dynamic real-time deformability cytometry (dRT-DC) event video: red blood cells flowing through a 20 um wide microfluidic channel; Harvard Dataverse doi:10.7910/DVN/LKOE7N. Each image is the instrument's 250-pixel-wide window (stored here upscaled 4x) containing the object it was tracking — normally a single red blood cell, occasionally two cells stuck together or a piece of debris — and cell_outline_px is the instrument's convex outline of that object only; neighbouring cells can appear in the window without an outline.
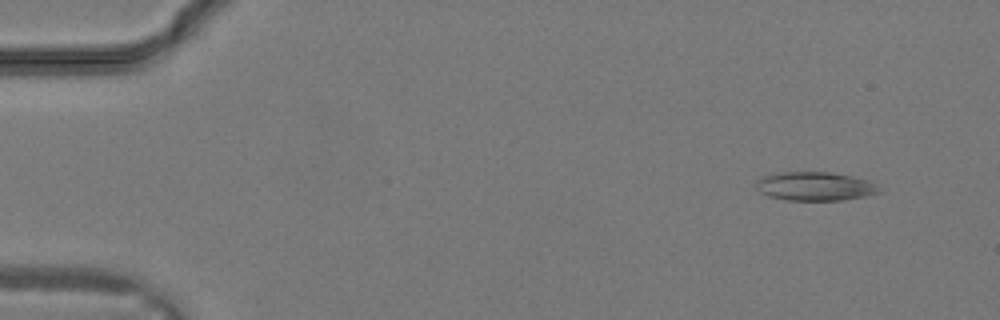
{"species": "common noctule bat (a hibernating species)", "species_latin": "Nyctalus noctula", "temperature_condition": "warm", "stored_images_in_passage": 12, "camera_frame_rate_fps": 3000, "um_per_image_px": 0.085, "animal": {"sex": "male", "body_mass_g": 19.2, "forearm_length_mm": 51.8}, "frame": {"image": 1, "passage_image": 3, "time_ms": 0.667, "image_size_px": [1000, 320], "cell_outline_px": [[880, 192], [864, 196], [840, 200], [784, 200], [768, 196], [760, 192], [756, 188], [756, 180], [764, 176], [780, 172], [832, 172], [852, 176], [868, 180], [876, 184]], "centroid_in_image_um": [69.24, 15.83], "position_along_channel_um": 15.8, "area_um2": 20.58}}
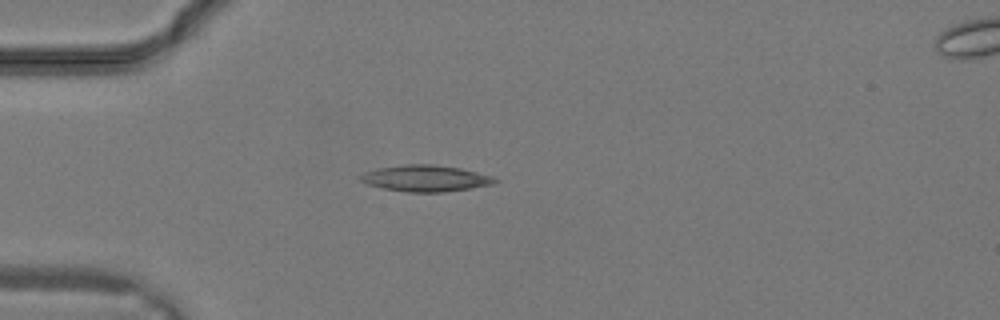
{"frame": {"image": 2, "passage_image": 9, "time_ms": 2.667, "image_size_px": [1000, 320], "cell_outline_px": [[500, 180], [496, 184], [444, 192], [408, 192], [384, 188], [368, 184], [360, 180], [360, 176], [364, 172], [376, 168], [404, 164], [432, 164], [460, 168], [492, 176]], "centroid_in_image_um": [36.2, 15.15], "position_along_channel_um": 48.8, "area_um2": 20.63}}
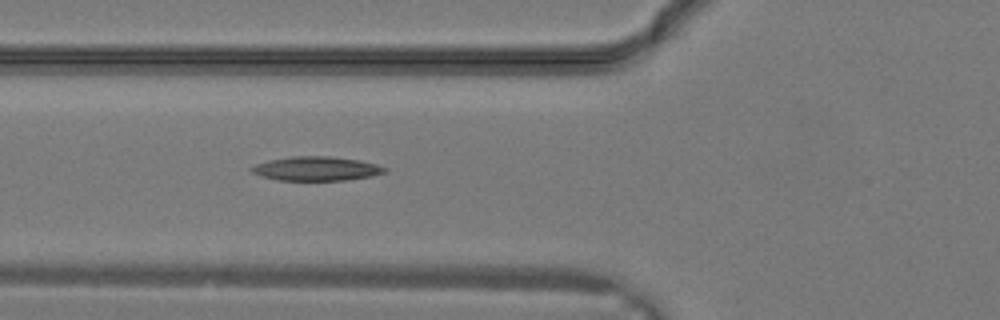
{"frame": {"image": 3, "passage_image": 12, "time_ms": 3.667, "image_size_px": [1000, 320], "cell_outline_px": [[388, 172], [372, 176], [348, 180], [276, 180], [260, 176], [252, 172], [248, 168], [256, 164], [268, 160], [292, 156], [328, 156], [360, 160], [376, 164], [388, 168]], "centroid_in_image_um": [26.9, 14.33], "position_along_channel_um": 98.9, "area_um2": 18.9}}